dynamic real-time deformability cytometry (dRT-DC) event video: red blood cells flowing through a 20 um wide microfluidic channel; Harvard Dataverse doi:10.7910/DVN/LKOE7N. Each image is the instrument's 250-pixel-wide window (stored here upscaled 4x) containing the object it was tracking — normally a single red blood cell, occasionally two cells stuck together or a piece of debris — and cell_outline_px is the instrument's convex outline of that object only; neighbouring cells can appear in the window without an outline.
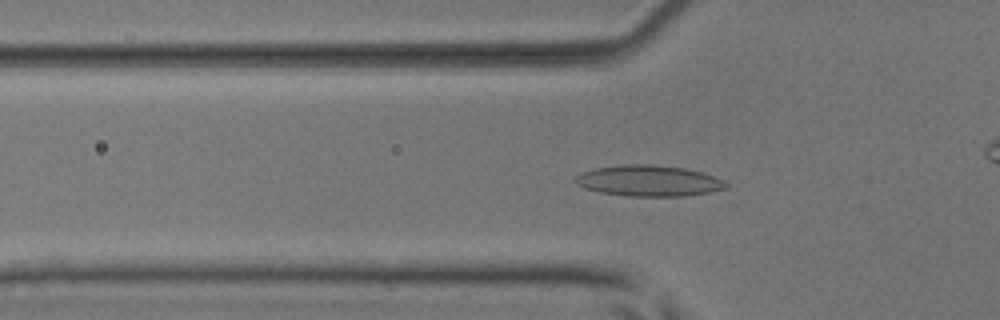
{"species": "common noctule bat (a hibernating species)", "species_latin": "Nyctalus noctula", "temperature_condition": "room temperature", "stored_images_in_passage": 39, "camera_frame_rate_fps": 3000, "um_per_image_px": 0.085, "animal": {"sex": "male", "body_mass_g": 17.9, "forearm_length_mm": 54.2}, "frame": {"image": 1, "passage_image": 17, "time_ms": 5.333, "image_size_px": [1000, 320], "cell_outline_px": [[728, 188], [708, 192], [684, 196], [628, 196], [600, 192], [584, 188], [576, 184], [576, 176], [580, 172], [596, 168], [624, 164], [652, 164], [684, 168], [704, 172], [724, 180], [728, 184]], "centroid_in_image_um": [55.16, 15.36], "position_along_channel_um": 70.6, "area_um2": 27.28}}
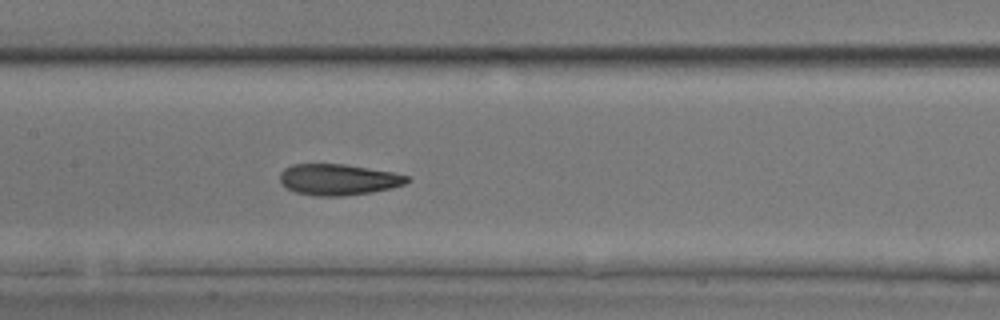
{"frame": {"image": 2, "passage_image": 25, "time_ms": 8.0, "image_size_px": [1000, 320], "cell_outline_px": [[412, 180], [404, 184], [392, 188], [372, 192], [344, 196], [316, 196], [296, 192], [288, 188], [280, 180], [280, 172], [284, 168], [292, 164], [344, 164], [392, 172], [412, 176]], "centroid_in_image_um": [28.8, 15.26], "position_along_channel_um": 178.6, "area_um2": 23.12}}
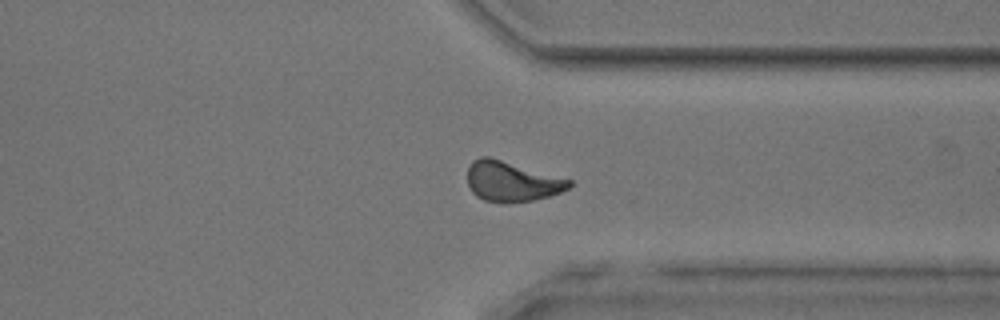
{"frame": {"image": 3, "passage_image": 39, "time_ms": 12.667, "image_size_px": [1000, 320], "cell_outline_px": [[572, 184], [568, 188], [560, 192], [548, 196], [532, 200], [484, 200], [476, 196], [472, 192], [468, 184], [468, 168], [472, 160], [480, 156], [488, 156], [572, 180]], "centroid_in_image_um": [43.47, 15.38], "position_along_channel_um": 367.9, "area_um2": 23.06}, "authors_computed_cell_mechanics": {"area_um2": 24.0448, "velocity_mm_per_s": 4.0506, "shape_relaxation_time_tau1_ms": 3.908, "shape_relaxation_time_tau2_ms": 1.6298, "deformation_change_tau1": 0.139, "deformation_change_tau2": 0.0718}}